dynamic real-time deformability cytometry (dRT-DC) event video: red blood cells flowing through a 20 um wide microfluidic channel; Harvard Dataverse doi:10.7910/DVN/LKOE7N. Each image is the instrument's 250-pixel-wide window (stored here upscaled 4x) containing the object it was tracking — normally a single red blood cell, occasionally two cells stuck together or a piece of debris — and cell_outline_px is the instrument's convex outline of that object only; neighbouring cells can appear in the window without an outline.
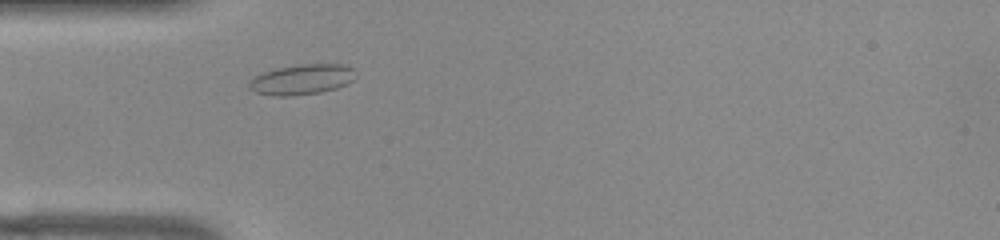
{"species": "common noctule bat (a hibernating species)", "species_latin": "Nyctalus noctula", "temperature_condition": "warm", "stored_images_in_passage": 42, "camera_frame_rate_fps": 3000, "um_per_image_px": 0.085, "animal": {"sex": "female", "body_mass_g": 22.0, "forearm_length_mm": 56.7}, "frame": {"image": 1, "passage_image": 5, "time_ms": 1.333, "image_size_px": [1000, 240], "cell_outline_px": [[356, 76], [352, 80], [336, 88], [320, 92], [292, 96], [272, 96], [256, 92], [248, 88], [248, 84], [256, 76], [264, 72], [276, 68], [300, 64], [344, 64], [352, 68], [356, 72]], "centroid_in_image_um": [25.66, 6.75], "position_along_channel_um": 59.3, "area_um2": 18.73}}
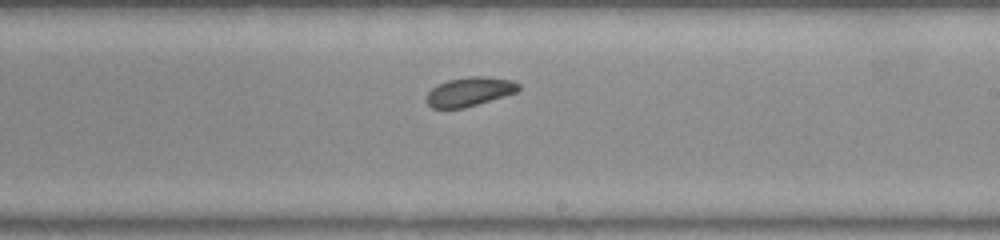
{"frame": {"image": 2, "passage_image": 20, "time_ms": 6.333, "image_size_px": [1000, 240], "cell_outline_px": [[520, 88], [516, 92], [504, 96], [464, 108], [432, 108], [428, 104], [428, 92], [436, 84], [448, 80], [468, 76], [484, 76], [512, 80], [520, 84]], "centroid_in_image_um": [39.92, 7.78], "position_along_channel_um": 249.1, "area_um2": 15.49}}
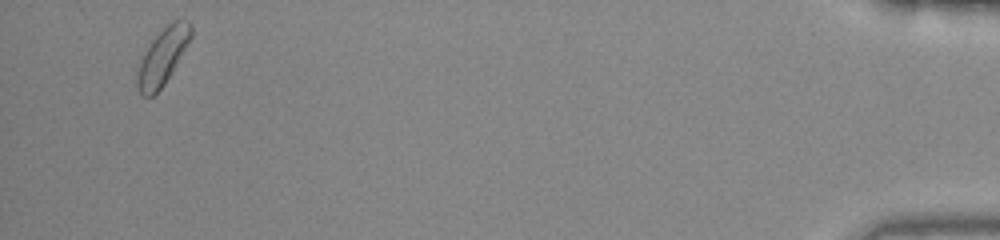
{"frame": {"image": 3, "passage_image": 40, "time_ms": 13.0, "image_size_px": [1000, 240], "cell_outline_px": [[192, 36], [172, 72], [164, 84], [152, 96], [144, 96], [140, 92], [136, 84], [136, 76], [140, 60], [152, 40], [172, 20], [188, 20], [192, 24]], "centroid_in_image_um": [13.83, 4.79], "position_along_channel_um": 421.4, "area_um2": 17.34}, "authors_computed_cell_mechanics": {"area_um2": 16.2129, "velocity_mm_per_s": 3.8461, "shape_relaxation_time_tau1_ms": 4.6552, "shape_relaxation_time_tau2_ms": 9.538, "deformation_change_tau1": 0.1163, "deformation_change_tau2": 0.1584}}